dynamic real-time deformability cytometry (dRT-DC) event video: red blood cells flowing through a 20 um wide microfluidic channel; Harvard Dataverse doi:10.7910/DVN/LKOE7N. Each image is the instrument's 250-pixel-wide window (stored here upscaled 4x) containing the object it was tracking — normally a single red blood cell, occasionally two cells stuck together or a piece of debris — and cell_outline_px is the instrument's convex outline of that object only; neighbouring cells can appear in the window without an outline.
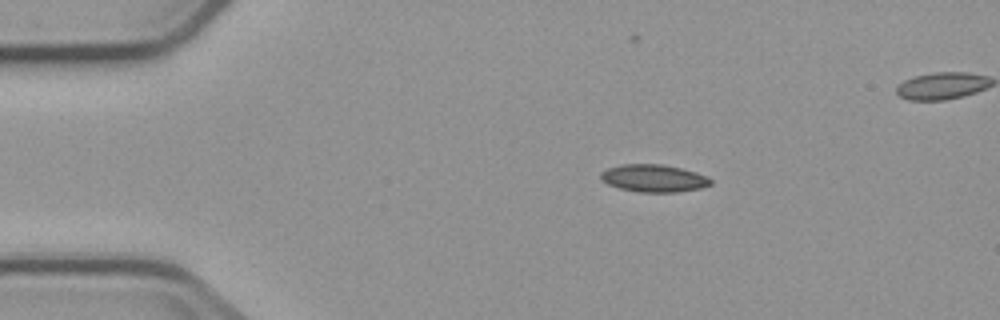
{"species": "common noctule bat (a hibernating species)", "species_latin": "Nyctalus noctula", "temperature_condition": "cold", "stored_images_in_passage": 4, "camera_frame_rate_fps": 3000, "um_per_image_px": 0.085, "animal": {"sex": "male", "body_mass_g": 23.1, "forearm_length_mm": 52.7}, "frame": {"image": 1, "passage_image": 1, "time_ms": 0.0, "image_size_px": [1000, 320], "cell_outline_px": [[712, 184], [700, 188], [676, 192], [640, 192], [620, 188], [608, 184], [600, 176], [600, 172], [608, 168], [624, 164], [664, 164], [696, 172], [708, 176], [712, 180]], "centroid_in_image_um": [55.6, 15.14], "position_along_channel_um": 29.4, "area_um2": 17.51}}
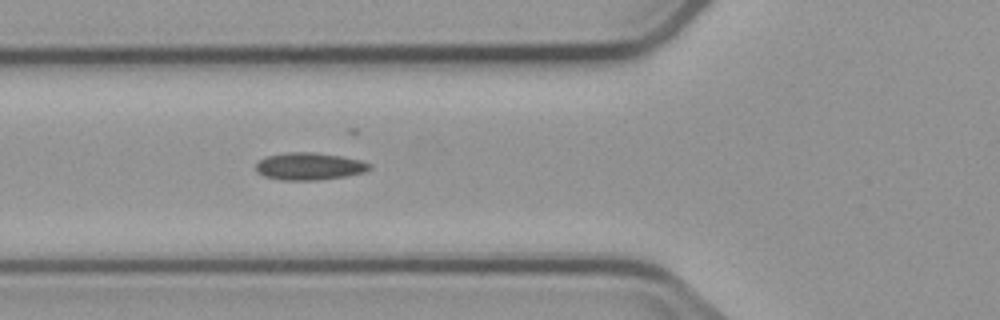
{"frame": {"image": 2, "passage_image": 4, "time_ms": 3.333, "image_size_px": [1000, 320], "cell_outline_px": [[372, 168], [364, 172], [348, 176], [316, 180], [284, 180], [264, 176], [256, 172], [256, 164], [260, 160], [268, 156], [284, 152], [312, 152], [340, 156], [360, 160], [372, 164]], "centroid_in_image_um": [26.31, 14.14], "position_along_channel_um": 99.5, "area_um2": 18.09}}